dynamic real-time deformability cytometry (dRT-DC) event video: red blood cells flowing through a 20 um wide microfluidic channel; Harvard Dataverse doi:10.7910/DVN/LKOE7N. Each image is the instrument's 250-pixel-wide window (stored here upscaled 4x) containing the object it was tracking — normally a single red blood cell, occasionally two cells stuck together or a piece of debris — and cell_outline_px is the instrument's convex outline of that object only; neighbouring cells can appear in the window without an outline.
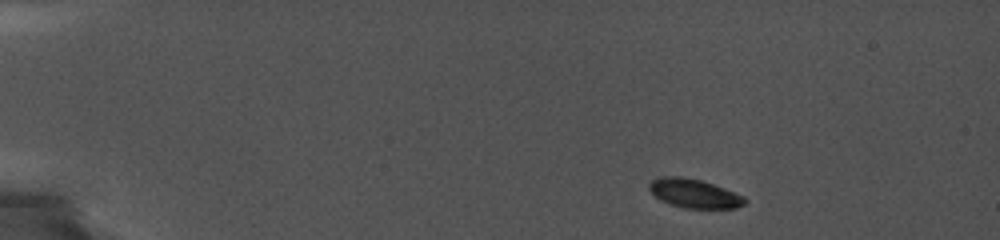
{"species": "common noctule bat (a hibernating species)", "species_latin": "Nyctalus noctula", "temperature_condition": "cold", "stored_images_in_passage": 5, "camera_frame_rate_fps": 5000, "um_per_image_px": 0.085, "animal": {"sex": "female", "body_mass_g": 19.0, "forearm_length_mm": 56.7}, "frame": {"image": 1, "passage_image": 1, "time_ms": 0.0, "image_size_px": [1000, 240], "cell_outline_px": [[748, 200], [744, 204], [736, 208], [684, 208], [660, 200], [648, 188], [648, 184], [652, 180], [660, 176], [680, 176], [700, 180], [736, 192], [744, 196]], "centroid_in_image_um": [59.02, 16.44], "position_along_channel_um": 26.0, "area_um2": 16.07}}